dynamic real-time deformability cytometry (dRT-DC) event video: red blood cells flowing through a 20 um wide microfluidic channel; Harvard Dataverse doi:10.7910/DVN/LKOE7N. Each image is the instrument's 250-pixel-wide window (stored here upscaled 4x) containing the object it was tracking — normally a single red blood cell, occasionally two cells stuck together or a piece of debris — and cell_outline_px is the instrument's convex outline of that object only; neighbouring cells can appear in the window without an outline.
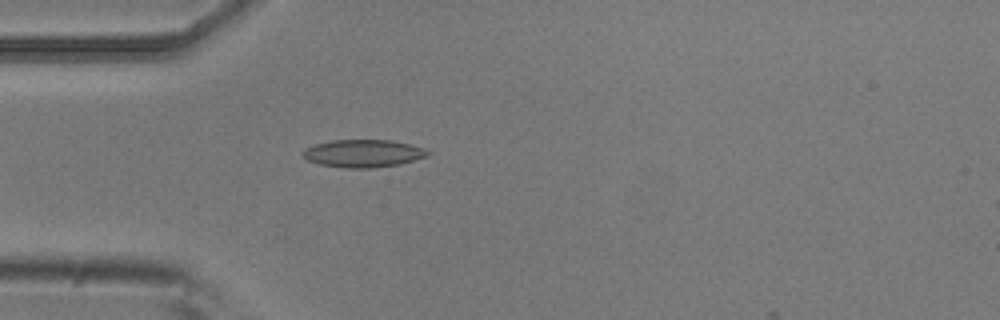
{"species": "common noctule bat (a hibernating species)", "species_latin": "Nyctalus noctula", "temperature_condition": "room temperature", "stored_images_in_passage": 5, "camera_frame_rate_fps": 3000, "um_per_image_px": 0.085, "animal": {"sex": "male", "body_mass_g": 20.5, "forearm_length_mm": 52.5}, "frame": {"image": 1, "passage_image": 4, "time_ms": 1.0, "image_size_px": [1000, 320], "cell_outline_px": [[432, 152], [428, 156], [400, 164], [372, 168], [344, 168], [320, 164], [308, 160], [300, 152], [304, 148], [316, 144], [332, 140], [392, 140], [424, 148]], "centroid_in_image_um": [30.88, 13.04], "position_along_channel_um": 54.1, "area_um2": 20.17}}